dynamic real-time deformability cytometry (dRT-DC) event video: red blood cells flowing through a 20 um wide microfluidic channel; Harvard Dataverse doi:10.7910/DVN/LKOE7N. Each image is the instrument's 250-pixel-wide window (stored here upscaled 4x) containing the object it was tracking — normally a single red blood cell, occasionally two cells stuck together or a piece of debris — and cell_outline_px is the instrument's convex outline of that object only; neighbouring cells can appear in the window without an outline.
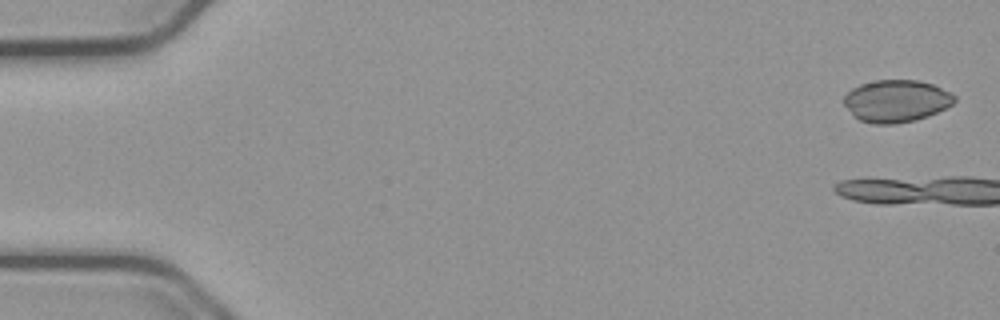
{"species": "common noctule bat (a hibernating species)", "species_latin": "Nyctalus noctula", "temperature_condition": "cold", "stored_images_in_passage": 7, "camera_frame_rate_fps": 3000, "um_per_image_px": 0.085, "animal": {"sex": "male", "body_mass_g": 23.1, "forearm_length_mm": 52.7}, "frame": {"image": 1, "passage_image": 1, "time_ms": 0.0, "image_size_px": [1000, 320], "cell_outline_px": [[956, 100], [952, 104], [928, 116], [916, 120], [896, 124], [872, 124], [860, 120], [844, 104], [844, 96], [852, 88], [860, 84], [876, 80], [916, 80], [932, 84], [956, 96]], "centroid_in_image_um": [76.18, 8.58], "position_along_channel_um": 8.8, "area_um2": 26.93}}